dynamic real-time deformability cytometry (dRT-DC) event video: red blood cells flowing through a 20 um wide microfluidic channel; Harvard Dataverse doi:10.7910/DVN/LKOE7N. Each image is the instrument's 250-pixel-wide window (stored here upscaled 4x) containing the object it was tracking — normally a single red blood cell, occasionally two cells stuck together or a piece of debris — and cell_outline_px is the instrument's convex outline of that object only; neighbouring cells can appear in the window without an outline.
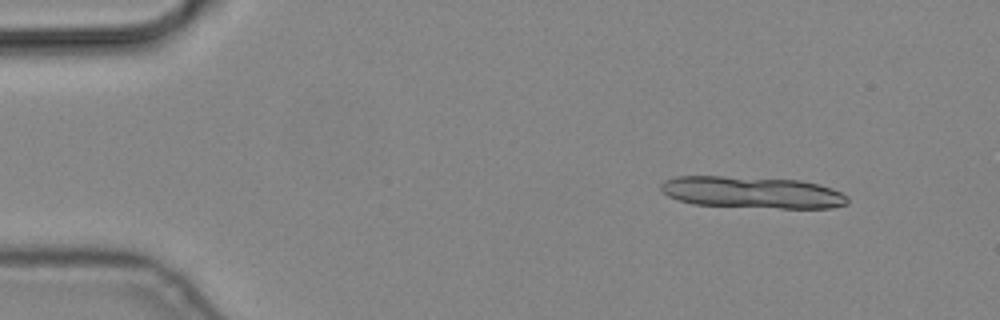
{"species": "common noctule bat (a hibernating species)", "species_latin": "Nyctalus noctula", "temperature_condition": "cold", "stored_images_in_passage": 5, "camera_frame_rate_fps": 3000, "um_per_image_px": 0.085, "animal": {"sex": "male", "body_mass_g": 19.2, "forearm_length_mm": 51.8}, "frame": {"image": 1, "passage_image": 2, "time_ms": 0.333, "image_size_px": [1000, 320], "cell_outline_px": [[848, 204], [832, 208], [780, 208], [692, 204], [668, 196], [660, 188], [660, 184], [664, 180], [676, 176], [720, 176], [800, 180], [820, 184], [832, 188], [848, 196]], "centroid_in_image_um": [63.96, 16.35], "position_along_channel_um": 21.0, "area_um2": 34.56}}